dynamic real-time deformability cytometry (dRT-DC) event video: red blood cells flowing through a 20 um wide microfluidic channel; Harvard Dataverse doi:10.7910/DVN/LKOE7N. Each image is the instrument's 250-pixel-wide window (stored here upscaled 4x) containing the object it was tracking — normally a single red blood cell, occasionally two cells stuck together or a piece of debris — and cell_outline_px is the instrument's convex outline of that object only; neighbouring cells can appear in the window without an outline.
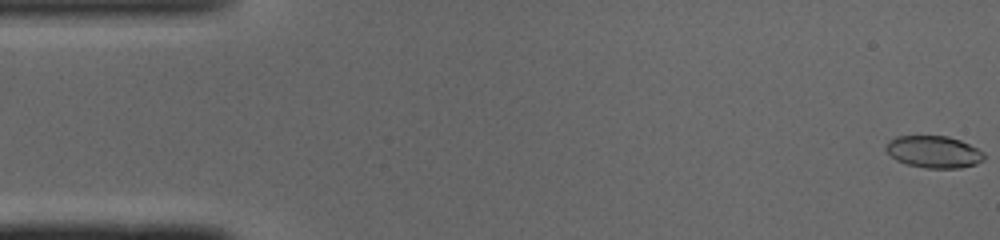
{"species": "common noctule bat (a hibernating species)", "species_latin": "Nyctalus noctula", "temperature_condition": "cold", "stored_images_in_passage": 49, "camera_frame_rate_fps": 3000, "um_per_image_px": 0.085, "animal": {"sex": "male", "body_mass_g": 19.0, "forearm_length_mm": 50.8}, "frame": {"image": 1, "passage_image": 1, "time_ms": 0.0, "image_size_px": [1000, 240], "cell_outline_px": [[984, 160], [976, 164], [960, 168], [928, 168], [908, 164], [896, 160], [884, 148], [888, 140], [896, 136], [948, 136], [960, 140], [984, 152]], "centroid_in_image_um": [79.37, 12.9], "position_along_channel_um": 5.6, "area_um2": 18.26}}
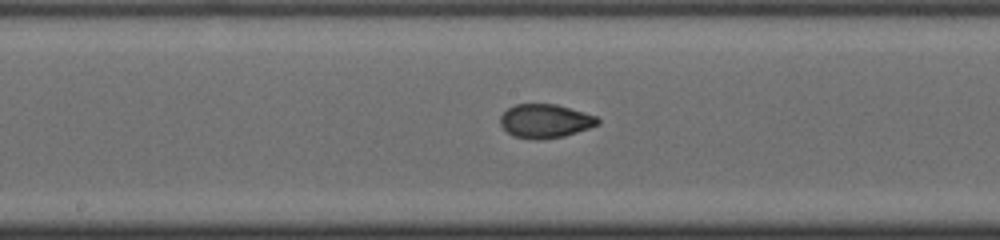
{"frame": {"image": 2, "passage_image": 25, "time_ms": 8.0, "image_size_px": [1000, 240], "cell_outline_px": [[600, 124], [564, 136], [536, 140], [512, 136], [500, 124], [500, 116], [508, 108], [516, 104], [556, 104], [584, 112], [596, 116], [600, 120]], "centroid_in_image_um": [46.34, 10.28], "position_along_channel_um": 201.9, "area_um2": 19.13}}
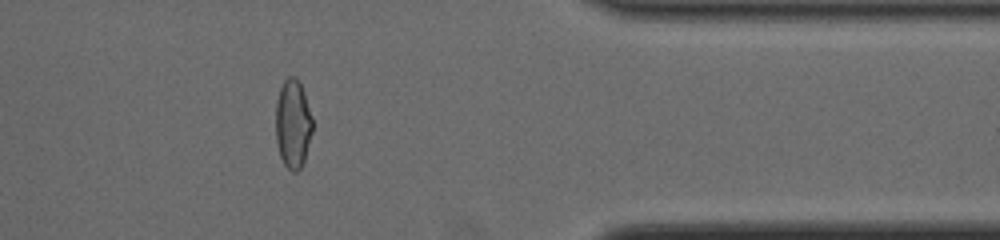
{"frame": {"image": 3, "passage_image": 40, "time_ms": 13.0, "image_size_px": [1000, 240], "cell_outline_px": [[312, 132], [304, 160], [300, 168], [296, 172], [292, 172], [284, 164], [280, 156], [276, 140], [276, 100], [280, 88], [284, 80], [288, 76], [296, 76], [300, 80], [312, 116]], "centroid_in_image_um": [24.89, 10.49], "position_along_channel_um": 386.5, "area_um2": 19.13}, "authors_computed_cell_mechanics": {"area_um2": 19.074, "velocity_mm_per_s": 4.1138, "shape_relaxation_time_tau1_ms": 6.5392, "shape_relaxation_time_tau2_ms": 0.8078, "deformation_change_tau1": 0.179, "deformation_change_tau2": 0.0495}}